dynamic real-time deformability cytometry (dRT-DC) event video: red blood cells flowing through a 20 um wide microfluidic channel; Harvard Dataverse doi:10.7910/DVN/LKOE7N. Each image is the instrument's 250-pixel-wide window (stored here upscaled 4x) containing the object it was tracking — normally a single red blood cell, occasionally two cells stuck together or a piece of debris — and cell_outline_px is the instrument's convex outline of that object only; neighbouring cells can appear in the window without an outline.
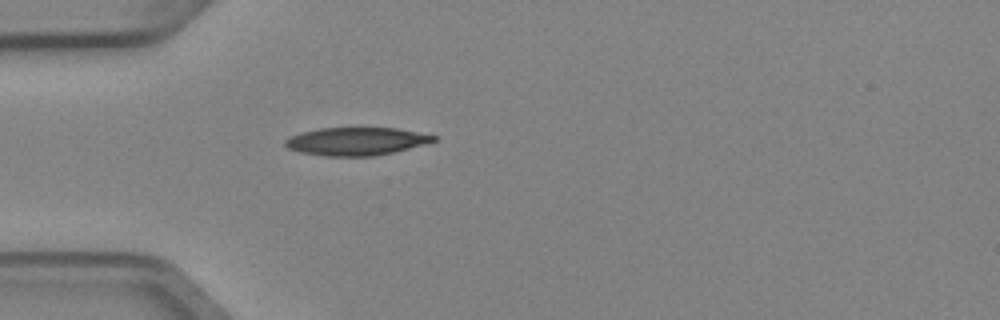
{"species": "Egyptian fruit bat (a non-hibernating species)", "species_latin": "Rousettus aegyptiacus", "temperature_condition": "cold", "stored_images_in_passage": 1, "camera_frame_rate_fps": 3000, "um_per_image_px": 0.085, "animal": {"sex": "female"}, "frame": {"image": 1, "passage_image": 1, "time_ms": 0.0, "image_size_px": [1000, 320], "cell_outline_px": [[436, 140], [408, 148], [392, 152], [372, 156], [324, 156], [300, 152], [288, 148], [284, 144], [284, 140], [300, 132], [320, 128], [396, 128], [436, 136]], "centroid_in_image_um": [30.21, 12.01], "position_along_channel_um": 54.8, "area_um2": 23.81}}